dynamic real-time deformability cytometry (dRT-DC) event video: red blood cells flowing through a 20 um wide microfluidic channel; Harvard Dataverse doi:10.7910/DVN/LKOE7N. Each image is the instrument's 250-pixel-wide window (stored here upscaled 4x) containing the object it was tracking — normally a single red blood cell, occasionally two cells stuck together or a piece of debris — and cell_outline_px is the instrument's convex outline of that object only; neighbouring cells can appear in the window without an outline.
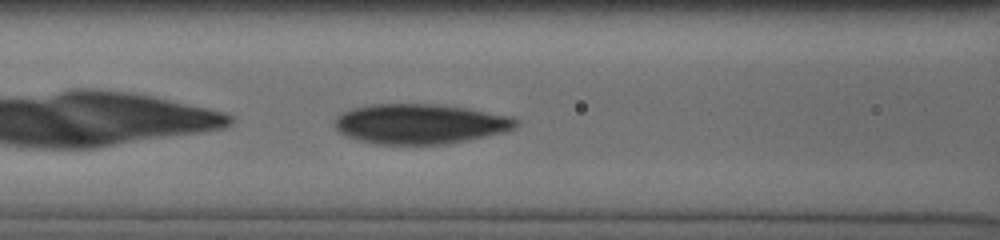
{"species": "human", "species_latin": "Homo sapiens", "temperature_condition": "cold", "stored_images_in_passage": 15, "camera_frame_rate_fps": 3000, "um_per_image_px": 0.085, "donor": {"sex": "male"}, "frame": {"image": 1, "passage_image": 9, "time_ms": 2.0, "image_size_px": [1000, 240], "cell_outline_px": [[516, 124], [512, 128], [504, 132], [448, 144], [376, 144], [356, 140], [340, 132], [336, 128], [336, 116], [352, 108], [372, 104], [436, 104], [464, 108], [512, 116], [516, 120]], "centroid_in_image_um": [35.68, 10.53], "position_along_channel_um": 130.9, "area_um2": 41.85}}
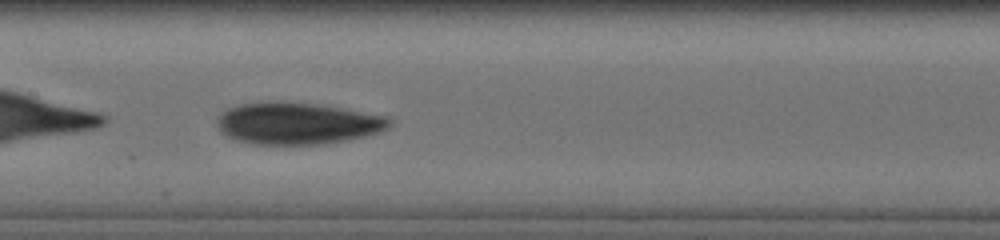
{"frame": {"image": 2, "passage_image": 14, "time_ms": 3.333, "image_size_px": [1000, 240], "cell_outline_px": [[392, 124], [388, 128], [380, 132], [364, 136], [344, 140], [320, 144], [252, 144], [232, 140], [224, 136], [220, 132], [216, 124], [216, 116], [220, 112], [228, 108], [244, 104], [276, 100], [280, 100], [316, 104], [388, 116], [392, 120]], "centroid_in_image_um": [25.21, 10.48], "position_along_channel_um": 182.2, "area_um2": 42.48}}